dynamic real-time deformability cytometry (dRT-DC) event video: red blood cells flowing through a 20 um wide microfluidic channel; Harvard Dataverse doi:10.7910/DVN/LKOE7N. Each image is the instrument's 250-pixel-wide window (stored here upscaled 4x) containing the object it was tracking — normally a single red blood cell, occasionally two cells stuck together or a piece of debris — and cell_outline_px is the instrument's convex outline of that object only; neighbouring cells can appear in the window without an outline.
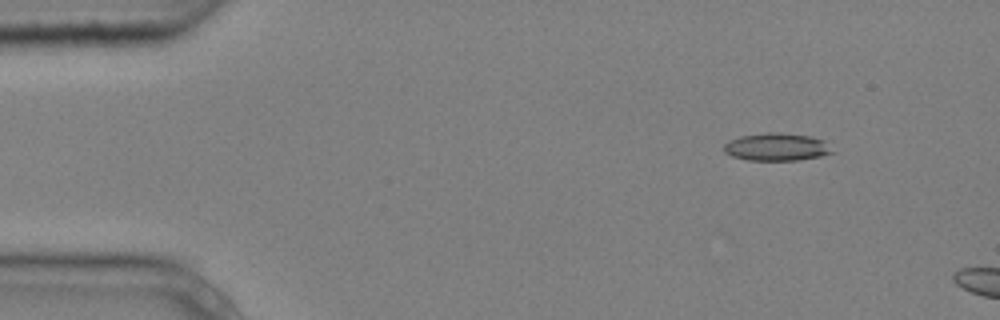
{"species": "common noctule bat (a hibernating species)", "species_latin": "Nyctalus noctula", "temperature_condition": "cold", "stored_images_in_passage": 3, "camera_frame_rate_fps": 3000, "um_per_image_px": 0.085, "animal": {"sex": "male", "body_mass_g": 20.4}, "frame": {"image": 1, "passage_image": 3, "time_ms": 0.667, "image_size_px": [1000, 320], "cell_outline_px": [[836, 152], [820, 156], [800, 160], [748, 160], [732, 156], [724, 152], [724, 144], [728, 140], [740, 136], [768, 132], [780, 132], [812, 136], [824, 140]], "centroid_in_image_um": [66.04, 12.48], "position_along_channel_um": 19.0, "area_um2": 17.69}}